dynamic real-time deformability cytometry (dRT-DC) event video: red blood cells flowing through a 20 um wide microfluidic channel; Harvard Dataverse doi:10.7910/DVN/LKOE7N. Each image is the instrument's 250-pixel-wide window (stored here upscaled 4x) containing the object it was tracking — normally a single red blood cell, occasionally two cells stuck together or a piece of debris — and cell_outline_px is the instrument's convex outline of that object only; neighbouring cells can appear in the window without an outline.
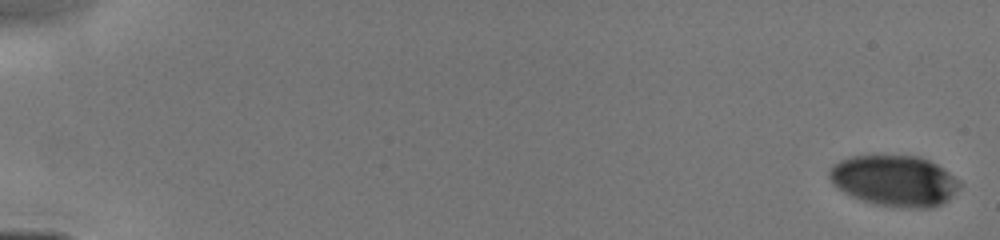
{"species": "human", "species_latin": "Homo sapiens", "temperature_condition": "cold", "stored_images_in_passage": 13, "camera_frame_rate_fps": 3000, "um_per_image_px": 0.085, "donor": {"sex": "male"}, "frame": {"image": 1, "passage_image": 1, "time_ms": 0.0, "image_size_px": [1000, 240], "cell_outline_px": [[960, 188], [948, 200], [932, 208], [892, 208], [872, 204], [852, 196], [836, 188], [832, 184], [828, 176], [828, 172], [832, 164], [840, 160], [852, 156], [920, 156], [944, 168], [960, 180]], "centroid_in_image_um": [76.02, 15.38], "position_along_channel_um": 9.0, "area_um2": 39.19}}
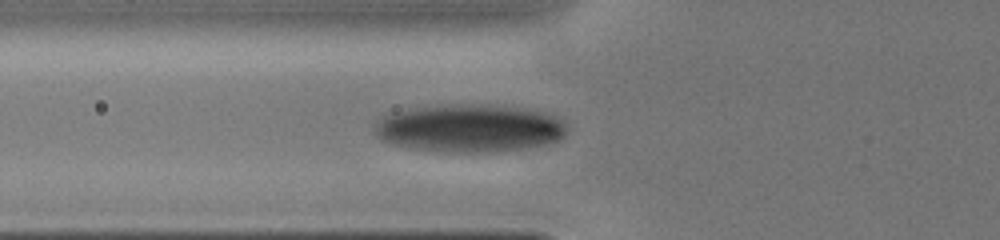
{"frame": {"image": 2, "passage_image": 10, "time_ms": 6.0, "image_size_px": [1000, 240], "cell_outline_px": [[568, 132], [564, 136], [556, 140], [540, 144], [496, 152], [444, 152], [408, 148], [392, 144], [380, 140], [376, 136], [376, 124], [384, 116], [392, 112], [416, 108], [448, 104], [492, 104], [528, 108], [552, 112], [560, 116], [568, 124]], "centroid_in_image_um": [39.98, 10.88], "position_along_channel_um": 85.8, "area_um2": 54.27}}
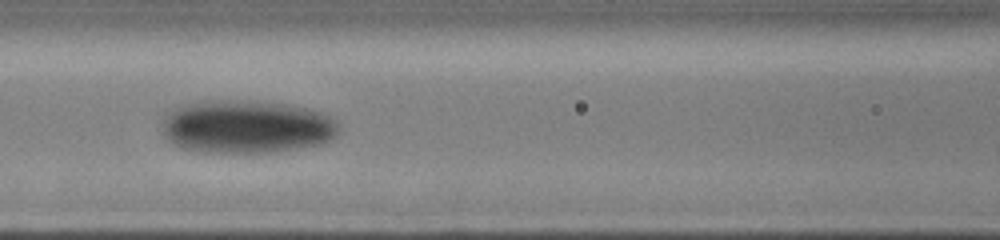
{"frame": {"image": 3, "passage_image": 12, "time_ms": 7.333, "image_size_px": [1000, 240], "cell_outline_px": [[340, 132], [336, 136], [320, 144], [276, 152], [200, 152], [180, 148], [168, 140], [164, 132], [164, 112], [180, 104], [208, 100], [244, 100], [284, 104], [304, 108], [320, 112], [336, 120], [340, 128]], "centroid_in_image_um": [20.92, 10.76], "position_along_channel_um": 145.7, "area_um2": 55.03}}